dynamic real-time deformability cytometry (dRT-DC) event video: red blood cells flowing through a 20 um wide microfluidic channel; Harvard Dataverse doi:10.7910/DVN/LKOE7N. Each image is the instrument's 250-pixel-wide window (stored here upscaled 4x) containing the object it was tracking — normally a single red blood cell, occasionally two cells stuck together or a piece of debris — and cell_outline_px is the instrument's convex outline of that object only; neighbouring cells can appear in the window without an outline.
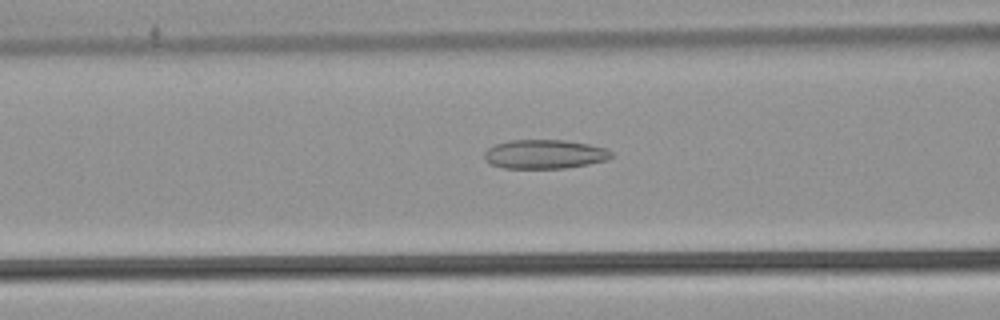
{"species": "common noctule bat (a hibernating species)", "species_latin": "Nyctalus noctula", "temperature_condition": "warm", "stored_images_in_passage": 53, "camera_frame_rate_fps": 3000, "um_per_image_px": 0.085, "animal": {"sex": "male", "body_mass_g": 21.5, "forearm_length_mm": 52.0}, "frame": {"image": 1, "passage_image": 22, "time_ms": 7.0, "image_size_px": [1000, 320], "cell_outline_px": [[612, 156], [608, 160], [588, 164], [564, 168], [504, 168], [492, 164], [484, 160], [484, 152], [488, 148], [496, 144], [508, 140], [564, 140], [588, 144], [604, 148], [612, 152]], "centroid_in_image_um": [46.27, 13.1], "position_along_channel_um": 120.3, "area_um2": 21.44}}
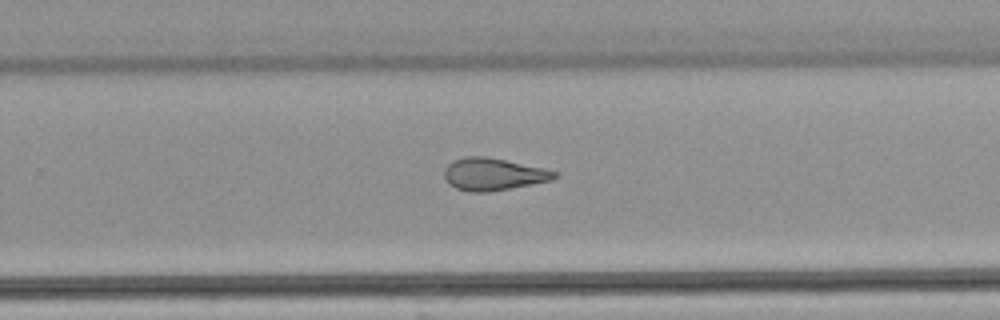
{"frame": {"image": 2, "passage_image": 35, "time_ms": 11.333, "image_size_px": [1000, 320], "cell_outline_px": [[560, 176], [552, 180], [532, 184], [484, 192], [468, 192], [456, 188], [448, 184], [444, 176], [444, 168], [452, 160], [468, 156], [488, 156], [544, 168], [556, 172]], "centroid_in_image_um": [41.91, 14.79], "position_along_channel_um": 287.9, "area_um2": 20.81}}
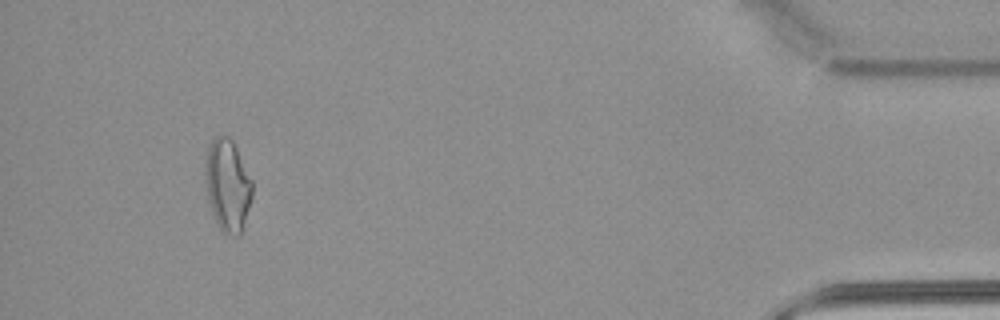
{"frame": {"image": 3, "passage_image": 50, "time_ms": 16.333, "image_size_px": [1000, 320], "cell_outline_px": [[252, 196], [240, 236], [236, 236], [224, 232], [220, 228], [212, 212], [208, 200], [204, 180], [204, 172], [208, 148], [212, 140], [216, 136], [228, 136], [232, 140], [252, 180]], "centroid_in_image_um": [19.33, 15.74], "position_along_channel_um": 415.9, "area_um2": 24.97}, "authors_computed_cell_mechanics": {"area_um2": 23.0622, "velocity_mm_per_s": 3.8722, "shape_relaxation_time_tau1_ms": null, "shape_relaxation_time_tau2_ms": 2.8261, "deformation_change_tau1": null, "deformation_change_tau2": 0.116}}